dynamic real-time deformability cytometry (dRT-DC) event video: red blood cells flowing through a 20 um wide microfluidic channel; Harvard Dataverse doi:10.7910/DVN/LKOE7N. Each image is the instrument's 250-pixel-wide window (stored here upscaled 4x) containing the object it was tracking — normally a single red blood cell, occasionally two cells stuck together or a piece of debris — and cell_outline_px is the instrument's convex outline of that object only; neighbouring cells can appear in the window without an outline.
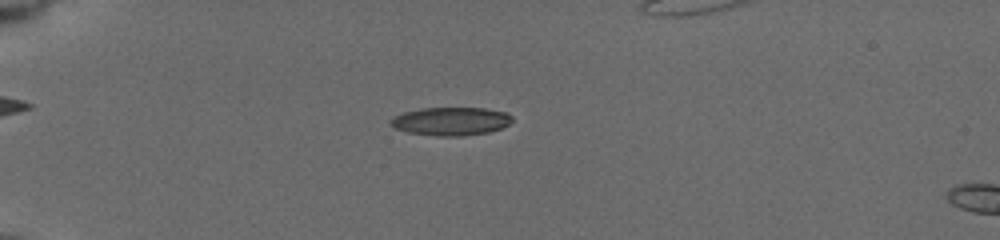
{"species": "common noctule bat (a hibernating species)", "species_latin": "Nyctalus noctula", "temperature_condition": "cold", "stored_images_in_passage": 56, "camera_frame_rate_fps": 3000, "um_per_image_px": 0.085, "animal": {"sex": "female", "body_mass_g": 19.5, "forearm_length_mm": 54.1}, "frame": {"image": 1, "passage_image": 18, "time_ms": 5.667, "image_size_px": [1000, 240], "cell_outline_px": [[512, 120], [508, 124], [500, 128], [488, 132], [460, 136], [436, 136], [408, 132], [396, 128], [388, 124], [388, 120], [392, 116], [404, 112], [420, 108], [484, 108], [508, 112], [512, 116]], "centroid_in_image_um": [38.28, 10.3], "position_along_channel_um": 46.7, "area_um2": 20.11}}
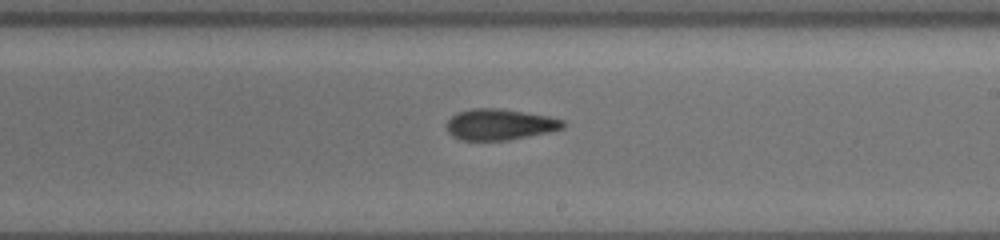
{"frame": {"image": 2, "passage_image": 37, "time_ms": 12.0, "image_size_px": [1000, 240], "cell_outline_px": [[564, 128], [552, 132], [508, 140], [460, 140], [452, 136], [448, 132], [444, 124], [456, 112], [472, 108], [496, 108], [548, 116], [564, 120]], "centroid_in_image_um": [42.45, 10.59], "position_along_channel_um": 246.6, "area_um2": 21.21}}
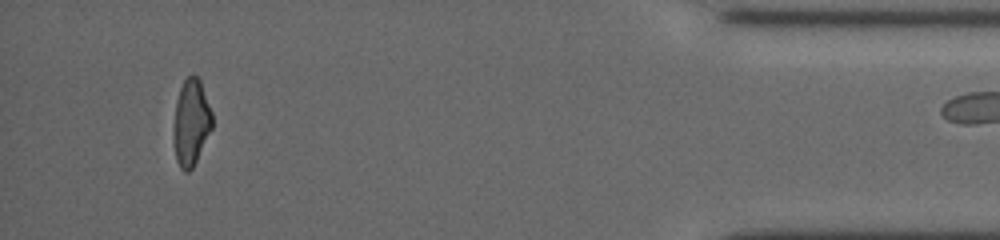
{"frame": {"image": 3, "passage_image": 55, "time_ms": 18.0, "image_size_px": [1000, 240], "cell_outline_px": [[212, 128], [192, 168], [188, 172], [184, 172], [180, 168], [176, 160], [176, 104], [180, 88], [184, 80], [192, 72], [200, 80], [212, 112]], "centroid_in_image_um": [16.29, 10.37], "position_along_channel_um": 418.9, "area_um2": 18.61}}